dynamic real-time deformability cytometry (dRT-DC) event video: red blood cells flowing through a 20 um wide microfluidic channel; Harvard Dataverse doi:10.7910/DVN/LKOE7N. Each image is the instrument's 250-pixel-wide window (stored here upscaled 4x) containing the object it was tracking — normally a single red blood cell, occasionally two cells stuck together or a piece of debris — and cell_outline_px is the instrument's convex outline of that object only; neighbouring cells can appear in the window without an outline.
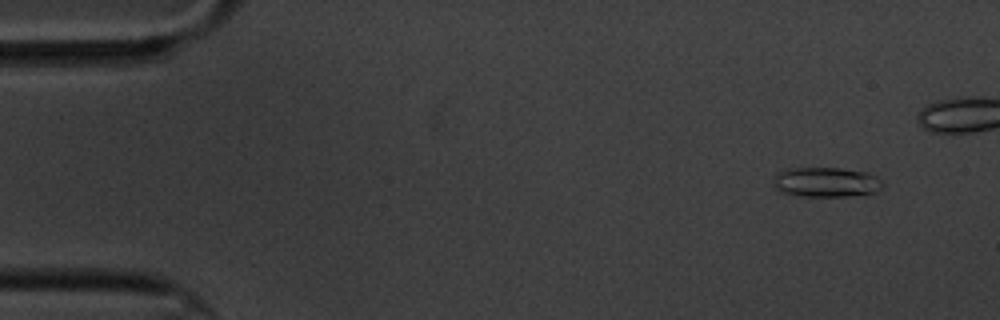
{"species": "common noctule bat (a hibernating species)", "species_latin": "Nyctalus noctula", "temperature_condition": "cold", "stored_images_in_passage": 11, "camera_frame_rate_fps": 3000, "um_per_image_px": 0.085, "animal": {"sex": "male", "body_mass_g": 20.1, "forearm_length_mm": 53.5}, "frame": {"image": 1, "passage_image": 2, "time_ms": 1.333, "image_size_px": [1000, 320], "cell_outline_px": [[884, 184], [876, 192], [848, 196], [800, 196], [784, 192], [776, 188], [772, 180], [772, 176], [776, 172], [784, 168], [840, 168], [868, 172], [876, 176]], "centroid_in_image_um": [70.18, 15.46], "position_along_channel_um": 14.8, "area_um2": 19.13}}
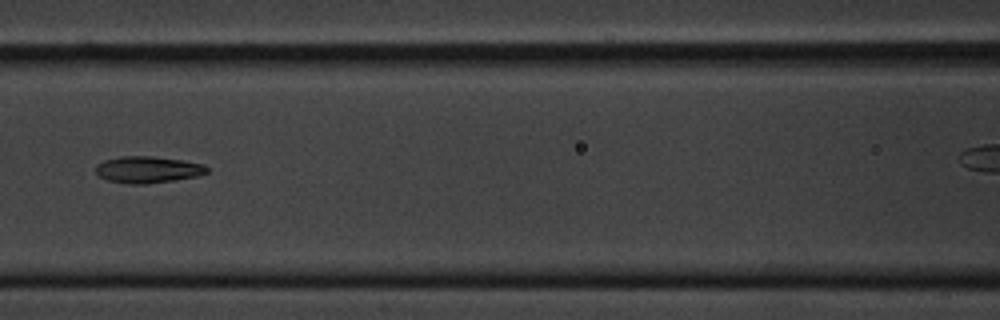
{"frame": {"image": 2, "passage_image": 8, "time_ms": 8.333, "image_size_px": [1000, 320], "cell_outline_px": [[208, 172], [200, 176], [176, 180], [148, 184], [128, 184], [108, 180], [96, 176], [96, 164], [104, 160], [120, 156], [152, 156], [180, 160], [204, 164], [208, 168]], "centroid_in_image_um": [12.55, 14.42], "position_along_channel_um": 154.0, "area_um2": 17.51}}
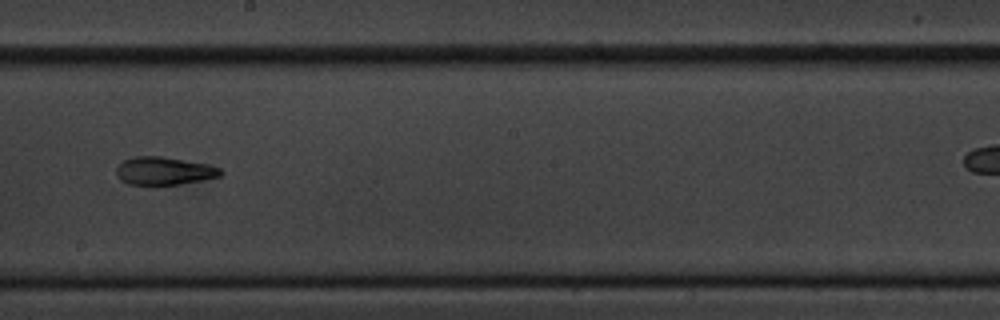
{"frame": {"image": 3, "passage_image": 10, "time_ms": 10.667, "image_size_px": [1000, 320], "cell_outline_px": [[224, 172], [220, 176], [204, 180], [180, 184], [152, 188], [128, 184], [120, 180], [116, 176], [116, 168], [124, 160], [132, 156], [160, 156], [208, 164], [220, 168]], "centroid_in_image_um": [13.91, 14.57], "position_along_channel_um": 234.3, "area_um2": 17.74}}